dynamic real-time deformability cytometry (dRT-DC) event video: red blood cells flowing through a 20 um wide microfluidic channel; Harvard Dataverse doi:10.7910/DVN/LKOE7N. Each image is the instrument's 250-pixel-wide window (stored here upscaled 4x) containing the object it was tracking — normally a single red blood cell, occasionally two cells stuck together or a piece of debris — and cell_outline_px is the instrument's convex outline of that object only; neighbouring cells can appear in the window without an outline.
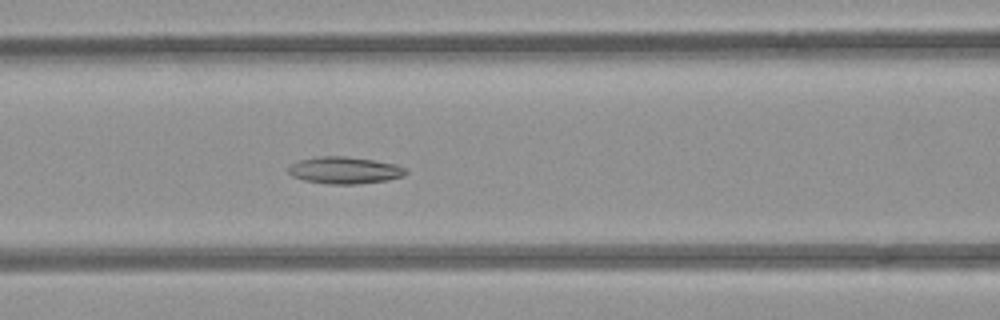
{"species": "common noctule bat (a hibernating species)", "species_latin": "Nyctalus noctula", "temperature_condition": "room temperature", "stored_images_in_passage": 39, "camera_frame_rate_fps": 3000, "um_per_image_px": 0.085, "animal": {"sex": "female", "body_mass_g": 21.9}, "frame": {"image": 1, "passage_image": 7, "time_ms": 2.0, "image_size_px": [1000, 320], "cell_outline_px": [[408, 172], [404, 176], [388, 180], [356, 184], [328, 184], [304, 180], [292, 176], [288, 172], [288, 164], [300, 160], [316, 156], [344, 156], [372, 160], [396, 164], [408, 168]], "centroid_in_image_um": [29.3, 14.47], "position_along_channel_um": 137.3, "area_um2": 18.61}}
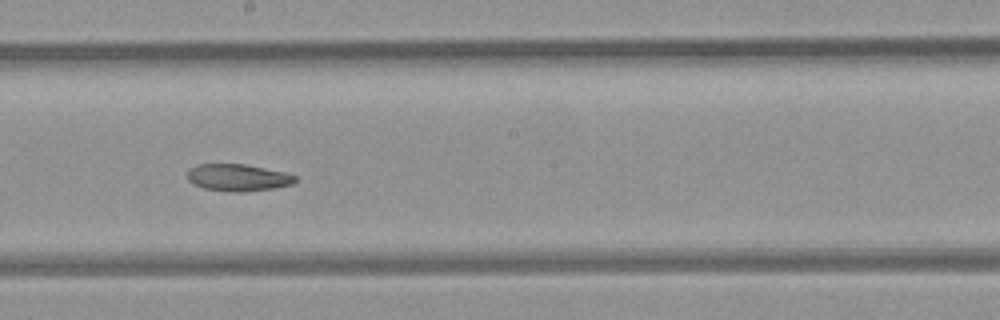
{"frame": {"image": 2, "passage_image": 14, "time_ms": 4.333, "image_size_px": [1000, 320], "cell_outline_px": [[296, 180], [292, 184], [272, 188], [244, 192], [232, 192], [204, 188], [192, 184], [188, 180], [188, 168], [196, 164], [244, 164], [284, 172], [296, 176]], "centroid_in_image_um": [20.18, 15.09], "position_along_channel_um": 228.0, "area_um2": 16.94}}
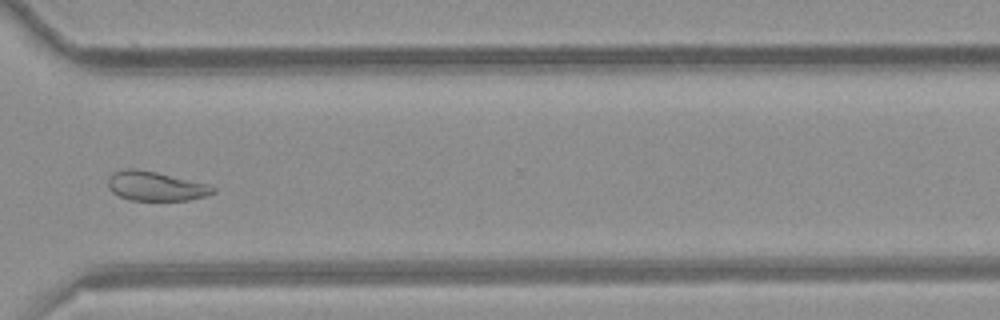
{"frame": {"image": 3, "passage_image": 24, "time_ms": 7.667, "image_size_px": [1000, 320], "cell_outline_px": [[216, 192], [208, 196], [188, 200], [128, 200], [112, 192], [108, 188], [108, 176], [112, 172], [124, 168], [136, 168], [156, 172], [208, 184], [216, 188]], "centroid_in_image_um": [13.21, 15.81], "position_along_channel_um": 357.4, "area_um2": 18.15}}